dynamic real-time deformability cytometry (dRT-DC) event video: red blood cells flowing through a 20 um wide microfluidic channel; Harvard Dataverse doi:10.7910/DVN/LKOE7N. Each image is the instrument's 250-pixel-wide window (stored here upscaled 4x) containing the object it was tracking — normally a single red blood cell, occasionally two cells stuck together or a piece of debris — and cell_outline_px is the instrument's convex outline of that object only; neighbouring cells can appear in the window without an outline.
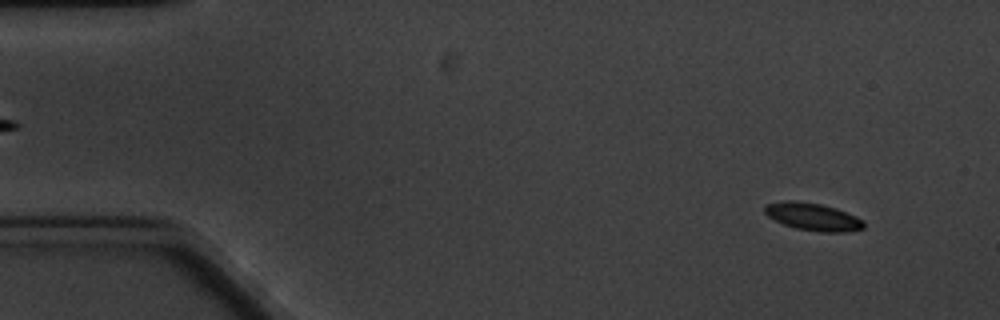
{"species": "common noctule bat (a hibernating species)", "species_latin": "Nyctalus noctula", "temperature_condition": "cold", "stored_images_in_passage": 5, "camera_frame_rate_fps": 3000, "um_per_image_px": 0.085, "animal": {"sex": "male", "body_mass_g": 20.1, "forearm_length_mm": 53.5}, "frame": {"image": 1, "passage_image": 1, "time_ms": 0.0, "image_size_px": [1000, 320], "cell_outline_px": [[864, 228], [844, 232], [820, 232], [796, 228], [784, 224], [768, 216], [764, 212], [764, 204], [784, 200], [796, 200], [820, 204], [836, 208], [856, 216], [864, 220]], "centroid_in_image_um": [69.08, 18.41], "position_along_channel_um": 15.9, "area_um2": 15.95}}
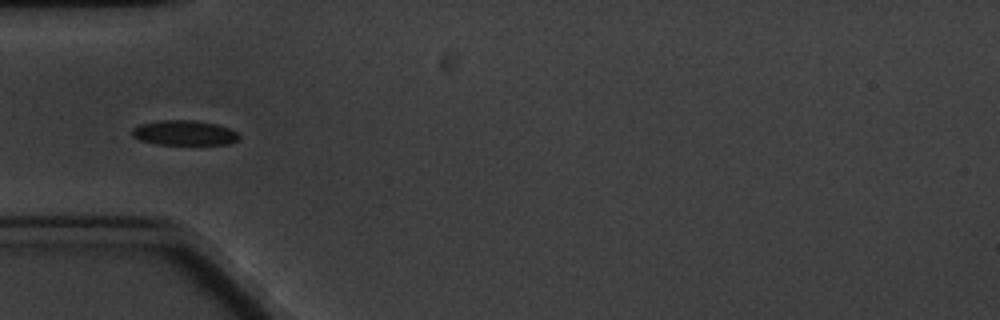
{"frame": {"image": 2, "passage_image": 5, "time_ms": 4.667, "image_size_px": [1000, 320], "cell_outline_px": [[240, 136], [236, 140], [228, 144], [156, 144], [140, 140], [132, 136], [132, 128], [140, 124], [160, 120], [192, 120], [216, 124], [228, 128], [236, 132]], "centroid_in_image_um": [15.63, 11.29], "position_along_channel_um": 69.4, "area_um2": 15.37}}